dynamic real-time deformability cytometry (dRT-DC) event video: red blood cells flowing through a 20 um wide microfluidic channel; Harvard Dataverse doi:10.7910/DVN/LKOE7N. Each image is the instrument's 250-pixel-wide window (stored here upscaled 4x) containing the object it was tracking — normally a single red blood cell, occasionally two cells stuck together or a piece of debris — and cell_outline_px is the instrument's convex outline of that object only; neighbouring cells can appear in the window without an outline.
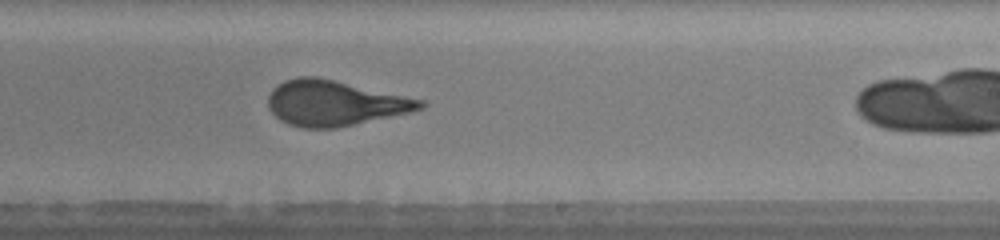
{"species": "human", "species_latin": "Homo sapiens", "temperature_condition": "warm", "stored_images_in_passage": 40, "camera_frame_rate_fps": 3000, "um_per_image_px": 0.085, "donor": {"sex": "male"}, "frame": {"image": 1, "passage_image": 31, "time_ms": 8.333, "image_size_px": [1000, 240], "cell_outline_px": [[424, 108], [408, 112], [336, 128], [300, 128], [288, 124], [280, 120], [268, 108], [268, 96], [272, 88], [284, 80], [300, 76], [316, 76], [424, 100]], "centroid_in_image_um": [28.38, 8.76], "position_along_channel_um": 260.6, "area_um2": 39.88}}